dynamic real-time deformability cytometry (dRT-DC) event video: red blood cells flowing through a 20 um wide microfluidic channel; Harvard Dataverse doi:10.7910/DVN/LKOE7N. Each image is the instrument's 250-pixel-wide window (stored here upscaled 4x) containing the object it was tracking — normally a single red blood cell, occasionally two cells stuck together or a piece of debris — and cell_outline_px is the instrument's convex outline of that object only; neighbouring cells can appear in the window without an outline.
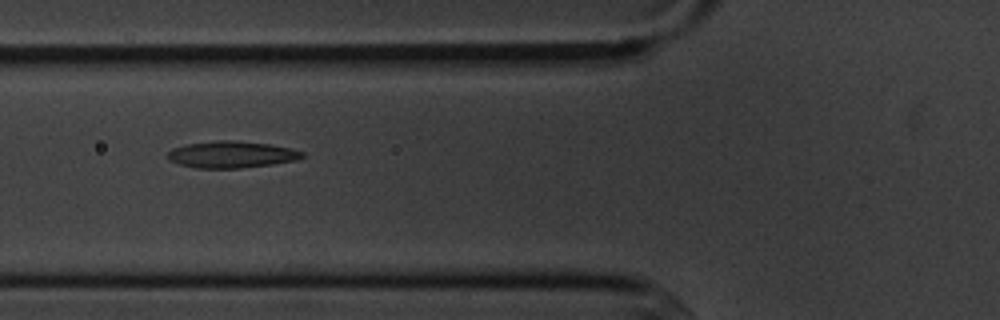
{"species": "common noctule bat (a hibernating species)", "species_latin": "Nyctalus noctula", "temperature_condition": "cold", "stored_images_in_passage": 12, "camera_frame_rate_fps": 3000, "um_per_image_px": 0.085, "animal": {"sex": "male", "body_mass_g": 20.1, "forearm_length_mm": 53.5}, "frame": {"image": 1, "passage_image": 5, "time_ms": 5.333, "image_size_px": [1000, 320], "cell_outline_px": [[304, 156], [296, 160], [272, 164], [240, 168], [196, 168], [180, 164], [168, 160], [168, 152], [172, 148], [188, 144], [216, 140], [236, 140], [268, 144], [292, 148], [304, 152]], "centroid_in_image_um": [19.68, 13.13], "position_along_channel_um": 106.1, "area_um2": 20.92}}
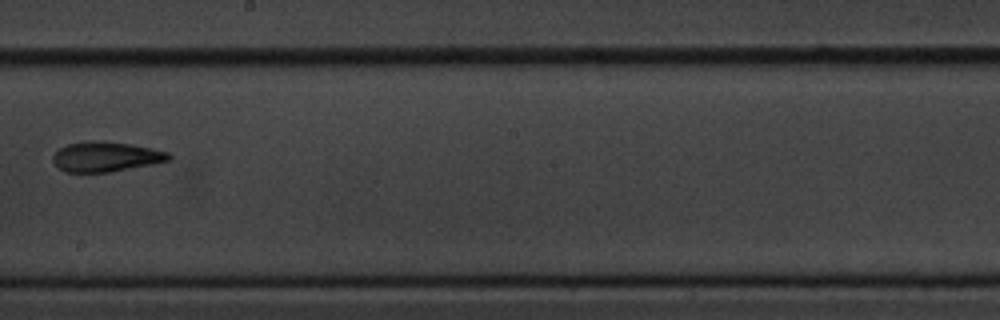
{"frame": {"image": 2, "passage_image": 8, "time_ms": 9.0, "image_size_px": [1000, 320], "cell_outline_px": [[172, 156], [168, 160], [152, 164], [112, 172], [64, 172], [52, 160], [52, 156], [60, 148], [68, 144], [92, 140], [128, 144], [152, 148], [168, 152]], "centroid_in_image_um": [8.99, 13.33], "position_along_channel_um": 239.2, "area_um2": 20.0}}
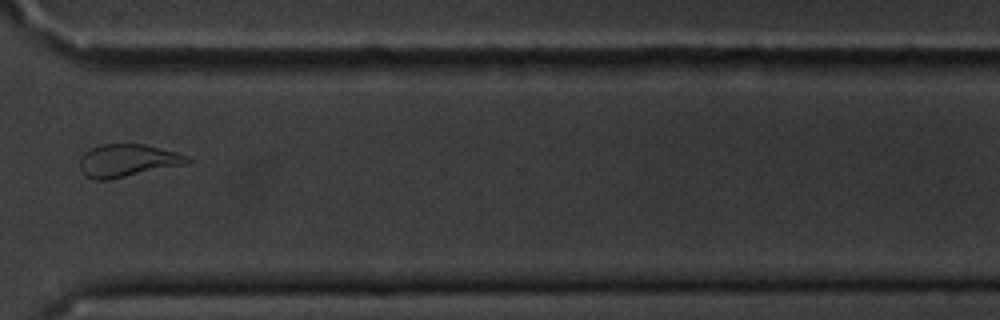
{"frame": {"image": 3, "passage_image": 11, "time_ms": 12.333, "image_size_px": [1000, 320], "cell_outline_px": [[192, 160], [188, 164], [108, 180], [96, 180], [84, 176], [80, 168], [80, 156], [88, 148], [100, 144], [144, 144], [176, 152], [188, 156]], "centroid_in_image_um": [10.82, 13.65], "position_along_channel_um": 359.8, "area_um2": 20.75}, "authors_computed_cell_mechanics": {"area_um2": 20.8369, "velocity_mm_per_s": 3.6203, "shape_relaxation_time_tau1_ms": 8.4846, "shape_relaxation_time_tau2_ms": 2.8806, "deformation_change_tau1": 0.1885, "deformation_change_tau2": 0.0952}}